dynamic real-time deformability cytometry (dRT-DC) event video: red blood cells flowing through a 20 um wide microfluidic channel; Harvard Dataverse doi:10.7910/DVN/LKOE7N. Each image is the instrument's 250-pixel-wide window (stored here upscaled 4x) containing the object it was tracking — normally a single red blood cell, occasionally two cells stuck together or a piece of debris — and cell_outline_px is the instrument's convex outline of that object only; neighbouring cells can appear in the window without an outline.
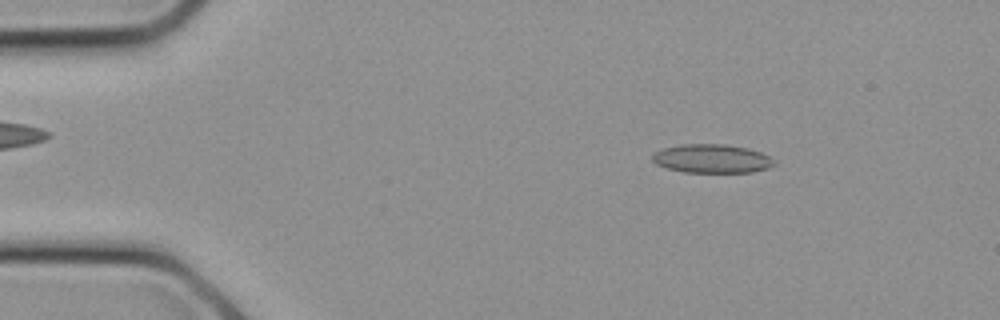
{"species": "common noctule bat (a hibernating species)", "species_latin": "Nyctalus noctula", "temperature_condition": "cold", "stored_images_in_passage": 24, "camera_frame_rate_fps": 3000, "um_per_image_px": 0.085, "animal": {"sex": "female", "body_mass_g": 21.9}, "frame": {"image": 1, "passage_image": 3, "time_ms": 0.667, "image_size_px": [1000, 320], "cell_outline_px": [[776, 164], [768, 168], [752, 172], [684, 172], [668, 168], [656, 164], [652, 160], [652, 152], [660, 148], [680, 144], [724, 144], [748, 148], [760, 152], [776, 160]], "centroid_in_image_um": [60.48, 13.47], "position_along_channel_um": 24.5, "area_um2": 20.58}}
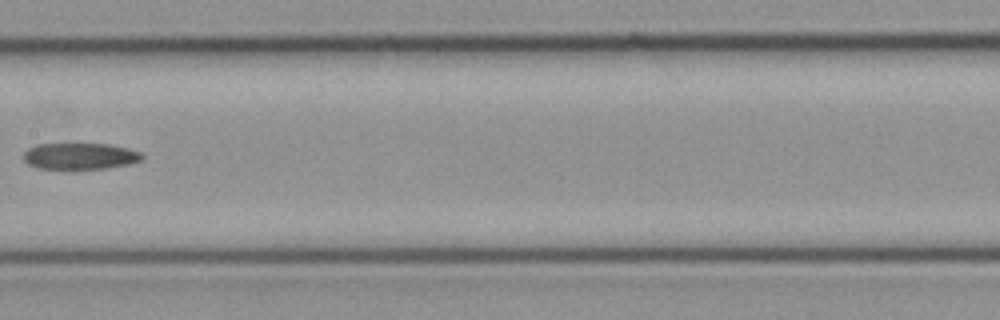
{"frame": {"image": 2, "passage_image": 12, "time_ms": 3.667, "image_size_px": [1000, 320], "cell_outline_px": [[144, 156], [140, 160], [128, 164], [104, 168], [36, 168], [28, 164], [24, 160], [24, 152], [28, 148], [36, 144], [108, 144], [128, 148], [144, 152]], "centroid_in_image_um": [6.81, 13.25], "position_along_channel_um": 200.6, "area_um2": 18.09}}
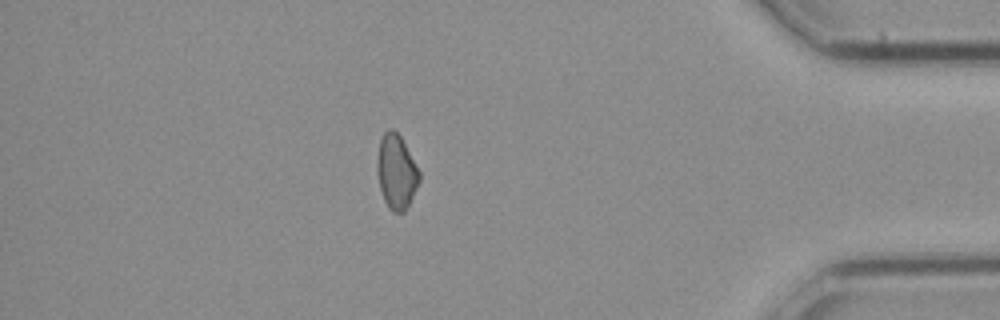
{"frame": {"image": 3, "passage_image": 21, "time_ms": 6.667, "image_size_px": [1000, 320], "cell_outline_px": [[420, 180], [404, 212], [392, 212], [388, 208], [384, 200], [380, 188], [376, 172], [376, 160], [380, 140], [384, 132], [388, 128], [392, 128], [400, 136], [420, 172]], "centroid_in_image_um": [33.66, 14.59], "position_along_channel_um": 401.5, "area_um2": 18.21}}